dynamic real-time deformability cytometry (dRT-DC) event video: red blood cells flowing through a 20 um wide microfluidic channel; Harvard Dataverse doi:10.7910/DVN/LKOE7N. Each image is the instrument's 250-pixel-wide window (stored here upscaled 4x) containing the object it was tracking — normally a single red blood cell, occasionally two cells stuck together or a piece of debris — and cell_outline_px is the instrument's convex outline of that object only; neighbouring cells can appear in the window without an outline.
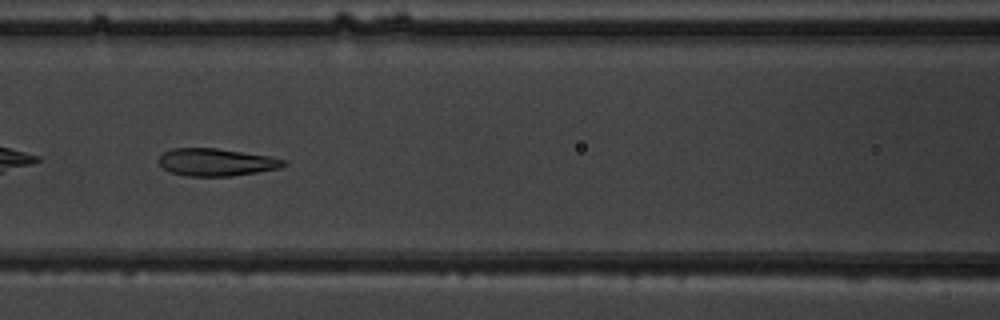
{"species": "common noctule bat (a hibernating species)", "species_latin": "Nyctalus noctula", "temperature_condition": "warm", "stored_images_in_passage": 22, "camera_frame_rate_fps": 3000, "um_per_image_px": 0.085, "animal": {"sex": "male", "body_mass_g": 19.5, "forearm_length_mm": 54.6}, "frame": {"image": 1, "passage_image": 7, "time_ms": 2.0, "image_size_px": [1000, 320], "cell_outline_px": [[288, 164], [280, 168], [232, 176], [188, 176], [172, 172], [164, 168], [156, 160], [164, 152], [172, 148], [216, 148], [268, 156], [288, 160]], "centroid_in_image_um": [18.4, 13.78], "position_along_channel_um": 148.2, "area_um2": 19.94}}
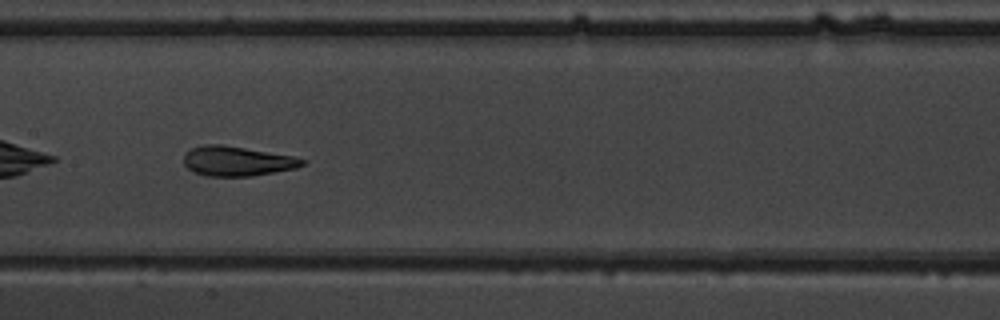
{"frame": {"image": 2, "passage_image": 10, "time_ms": 3.0, "image_size_px": [1000, 320], "cell_outline_px": [[308, 160], [304, 164], [296, 168], [252, 176], [204, 176], [188, 168], [184, 164], [184, 152], [192, 148], [204, 144], [220, 144], [296, 156]], "centroid_in_image_um": [20.17, 13.69], "position_along_channel_um": 187.2, "area_um2": 20.63}}